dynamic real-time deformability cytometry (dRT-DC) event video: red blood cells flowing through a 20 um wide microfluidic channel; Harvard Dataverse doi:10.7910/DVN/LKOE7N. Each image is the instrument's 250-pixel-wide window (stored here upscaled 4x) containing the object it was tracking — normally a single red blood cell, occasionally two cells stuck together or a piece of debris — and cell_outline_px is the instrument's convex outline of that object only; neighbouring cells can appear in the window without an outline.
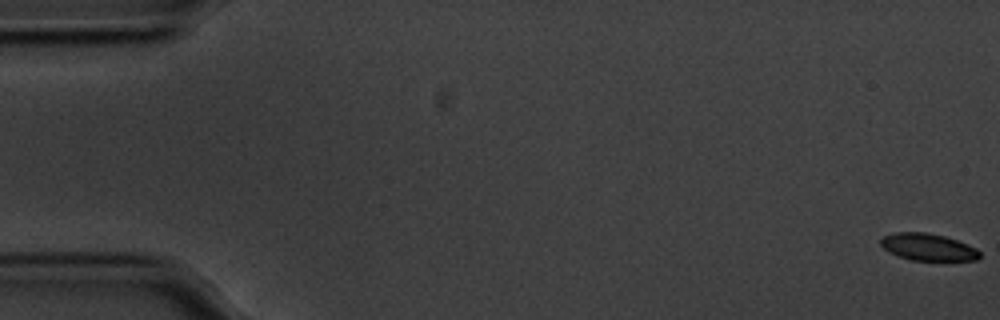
{"species": "common noctule bat (a hibernating species)", "species_latin": "Nyctalus noctula", "temperature_condition": "cold", "stored_images_in_passage": 58, "camera_frame_rate_fps": 3000, "um_per_image_px": 0.085, "animal": {"sex": "male", "body_mass_g": 20.1, "forearm_length_mm": 53.5}, "frame": {"image": 1, "passage_image": 1, "time_ms": 0.0, "image_size_px": [1000, 320], "cell_outline_px": [[980, 256], [976, 260], [912, 260], [888, 252], [880, 244], [880, 240], [884, 236], [896, 232], [928, 232], [944, 236], [956, 240], [976, 248], [980, 252]], "centroid_in_image_um": [78.87, 20.99], "position_along_channel_um": 6.1, "area_um2": 15.43}}
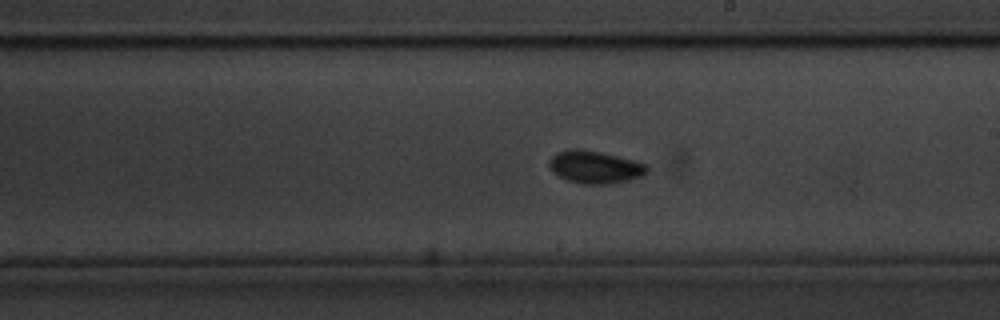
{"frame": {"image": 2, "passage_image": 33, "time_ms": 10.667, "image_size_px": [1000, 320], "cell_outline_px": [[648, 172], [644, 176], [612, 184], [580, 184], [568, 180], [552, 172], [548, 168], [548, 160], [556, 152], [576, 148], [600, 152], [648, 164]], "centroid_in_image_um": [50.56, 14.21], "position_along_channel_um": 238.4, "area_um2": 18.73}}
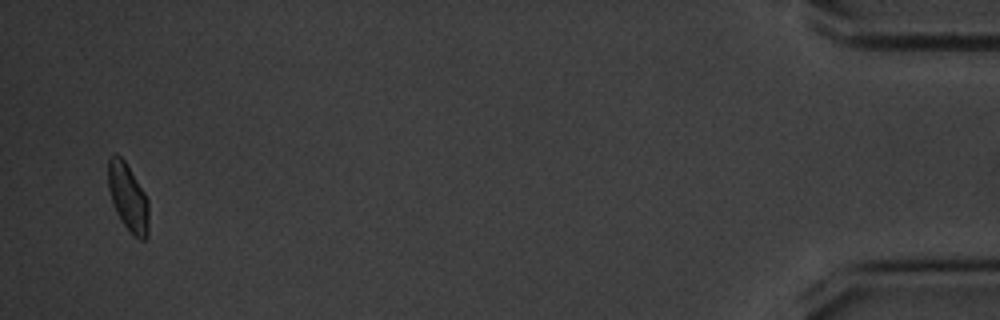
{"frame": {"image": 3, "passage_image": 56, "time_ms": 18.333, "image_size_px": [1000, 320], "cell_outline_px": [[148, 236], [144, 240], [140, 240], [124, 224], [116, 212], [112, 204], [108, 188], [108, 160], [112, 152], [116, 152], [124, 160], [144, 192], [148, 200]], "centroid_in_image_um": [10.86, 16.73], "position_along_channel_um": 424.3, "area_um2": 15.9}, "authors_computed_cell_mechanics": {"area_um2": 16.3574, "velocity_mm_per_s": 3.5232, "shape_relaxation_time_tau1_ms": 2.2284, "shape_relaxation_time_tau2_ms": 3.0358, "deformation_change_tau1": 0.0898, "deformation_change_tau2": 0.06}}